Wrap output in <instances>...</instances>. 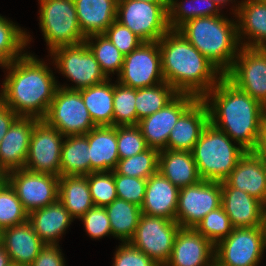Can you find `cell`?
Wrapping results in <instances>:
<instances>
[{"label":"cell","mask_w":266,"mask_h":266,"mask_svg":"<svg viewBox=\"0 0 266 266\" xmlns=\"http://www.w3.org/2000/svg\"><path fill=\"white\" fill-rule=\"evenodd\" d=\"M211 97V98H210ZM209 122L246 151L257 147L266 108L225 76L203 98Z\"/></svg>","instance_id":"obj_1"},{"label":"cell","mask_w":266,"mask_h":266,"mask_svg":"<svg viewBox=\"0 0 266 266\" xmlns=\"http://www.w3.org/2000/svg\"><path fill=\"white\" fill-rule=\"evenodd\" d=\"M1 67L9 72L2 84L0 100L19 117L43 119L58 87L51 69L30 53Z\"/></svg>","instance_id":"obj_2"},{"label":"cell","mask_w":266,"mask_h":266,"mask_svg":"<svg viewBox=\"0 0 266 266\" xmlns=\"http://www.w3.org/2000/svg\"><path fill=\"white\" fill-rule=\"evenodd\" d=\"M158 44L164 81L178 93L203 98L224 77L178 30H169Z\"/></svg>","instance_id":"obj_3"},{"label":"cell","mask_w":266,"mask_h":266,"mask_svg":"<svg viewBox=\"0 0 266 266\" xmlns=\"http://www.w3.org/2000/svg\"><path fill=\"white\" fill-rule=\"evenodd\" d=\"M235 22L223 15L199 17L186 22L178 31L225 74L241 47Z\"/></svg>","instance_id":"obj_4"},{"label":"cell","mask_w":266,"mask_h":266,"mask_svg":"<svg viewBox=\"0 0 266 266\" xmlns=\"http://www.w3.org/2000/svg\"><path fill=\"white\" fill-rule=\"evenodd\" d=\"M210 122L194 145L192 154L201 180L224 181L246 152Z\"/></svg>","instance_id":"obj_5"},{"label":"cell","mask_w":266,"mask_h":266,"mask_svg":"<svg viewBox=\"0 0 266 266\" xmlns=\"http://www.w3.org/2000/svg\"><path fill=\"white\" fill-rule=\"evenodd\" d=\"M40 1V27L50 53L56 48L85 42L78 20L74 0Z\"/></svg>","instance_id":"obj_6"},{"label":"cell","mask_w":266,"mask_h":266,"mask_svg":"<svg viewBox=\"0 0 266 266\" xmlns=\"http://www.w3.org/2000/svg\"><path fill=\"white\" fill-rule=\"evenodd\" d=\"M116 20L143 42L158 41L170 30L168 3L118 0Z\"/></svg>","instance_id":"obj_7"},{"label":"cell","mask_w":266,"mask_h":266,"mask_svg":"<svg viewBox=\"0 0 266 266\" xmlns=\"http://www.w3.org/2000/svg\"><path fill=\"white\" fill-rule=\"evenodd\" d=\"M43 120L64 136L84 135L96 126L80 91L59 86Z\"/></svg>","instance_id":"obj_8"},{"label":"cell","mask_w":266,"mask_h":266,"mask_svg":"<svg viewBox=\"0 0 266 266\" xmlns=\"http://www.w3.org/2000/svg\"><path fill=\"white\" fill-rule=\"evenodd\" d=\"M50 56L53 58V63L55 61L54 65H56L61 74L76 85L69 87L59 84L58 86L62 88L81 90L108 79L85 42L74 46L56 48L50 53Z\"/></svg>","instance_id":"obj_9"},{"label":"cell","mask_w":266,"mask_h":266,"mask_svg":"<svg viewBox=\"0 0 266 266\" xmlns=\"http://www.w3.org/2000/svg\"><path fill=\"white\" fill-rule=\"evenodd\" d=\"M180 228L176 221L142 213L129 243L149 256L158 266H165L171 257Z\"/></svg>","instance_id":"obj_10"},{"label":"cell","mask_w":266,"mask_h":266,"mask_svg":"<svg viewBox=\"0 0 266 266\" xmlns=\"http://www.w3.org/2000/svg\"><path fill=\"white\" fill-rule=\"evenodd\" d=\"M266 249L261 227L234 228L215 245V266H257Z\"/></svg>","instance_id":"obj_11"},{"label":"cell","mask_w":266,"mask_h":266,"mask_svg":"<svg viewBox=\"0 0 266 266\" xmlns=\"http://www.w3.org/2000/svg\"><path fill=\"white\" fill-rule=\"evenodd\" d=\"M224 76L266 108V48L240 47Z\"/></svg>","instance_id":"obj_12"},{"label":"cell","mask_w":266,"mask_h":266,"mask_svg":"<svg viewBox=\"0 0 266 266\" xmlns=\"http://www.w3.org/2000/svg\"><path fill=\"white\" fill-rule=\"evenodd\" d=\"M118 83L130 88H145L164 81L158 41L143 42L124 56Z\"/></svg>","instance_id":"obj_13"},{"label":"cell","mask_w":266,"mask_h":266,"mask_svg":"<svg viewBox=\"0 0 266 266\" xmlns=\"http://www.w3.org/2000/svg\"><path fill=\"white\" fill-rule=\"evenodd\" d=\"M221 206V182L201 180L180 188L175 221L195 228L209 212Z\"/></svg>","instance_id":"obj_14"},{"label":"cell","mask_w":266,"mask_h":266,"mask_svg":"<svg viewBox=\"0 0 266 266\" xmlns=\"http://www.w3.org/2000/svg\"><path fill=\"white\" fill-rule=\"evenodd\" d=\"M63 138L61 132L40 119L32 130L25 169L60 177Z\"/></svg>","instance_id":"obj_15"},{"label":"cell","mask_w":266,"mask_h":266,"mask_svg":"<svg viewBox=\"0 0 266 266\" xmlns=\"http://www.w3.org/2000/svg\"><path fill=\"white\" fill-rule=\"evenodd\" d=\"M24 209L29 213L58 200L59 176L32 172L25 168L5 175Z\"/></svg>","instance_id":"obj_16"},{"label":"cell","mask_w":266,"mask_h":266,"mask_svg":"<svg viewBox=\"0 0 266 266\" xmlns=\"http://www.w3.org/2000/svg\"><path fill=\"white\" fill-rule=\"evenodd\" d=\"M197 99L196 96L178 93L168 104L152 115L142 118L138 126L149 148L167 149L168 137L180 115Z\"/></svg>","instance_id":"obj_17"},{"label":"cell","mask_w":266,"mask_h":266,"mask_svg":"<svg viewBox=\"0 0 266 266\" xmlns=\"http://www.w3.org/2000/svg\"><path fill=\"white\" fill-rule=\"evenodd\" d=\"M215 246L194 228H180L165 266H214Z\"/></svg>","instance_id":"obj_18"},{"label":"cell","mask_w":266,"mask_h":266,"mask_svg":"<svg viewBox=\"0 0 266 266\" xmlns=\"http://www.w3.org/2000/svg\"><path fill=\"white\" fill-rule=\"evenodd\" d=\"M40 119L19 117L0 142V172L7 173L25 168L30 137Z\"/></svg>","instance_id":"obj_19"},{"label":"cell","mask_w":266,"mask_h":266,"mask_svg":"<svg viewBox=\"0 0 266 266\" xmlns=\"http://www.w3.org/2000/svg\"><path fill=\"white\" fill-rule=\"evenodd\" d=\"M209 123V111L202 98H197L178 118L168 137L167 149L192 152Z\"/></svg>","instance_id":"obj_20"},{"label":"cell","mask_w":266,"mask_h":266,"mask_svg":"<svg viewBox=\"0 0 266 266\" xmlns=\"http://www.w3.org/2000/svg\"><path fill=\"white\" fill-rule=\"evenodd\" d=\"M224 181L266 203V164L254 151H246Z\"/></svg>","instance_id":"obj_21"},{"label":"cell","mask_w":266,"mask_h":266,"mask_svg":"<svg viewBox=\"0 0 266 266\" xmlns=\"http://www.w3.org/2000/svg\"><path fill=\"white\" fill-rule=\"evenodd\" d=\"M221 206L234 228H254L261 225L263 203L239 189L221 181Z\"/></svg>","instance_id":"obj_22"},{"label":"cell","mask_w":266,"mask_h":266,"mask_svg":"<svg viewBox=\"0 0 266 266\" xmlns=\"http://www.w3.org/2000/svg\"><path fill=\"white\" fill-rule=\"evenodd\" d=\"M180 188L173 185L159 171L147 179L143 214L175 221Z\"/></svg>","instance_id":"obj_23"},{"label":"cell","mask_w":266,"mask_h":266,"mask_svg":"<svg viewBox=\"0 0 266 266\" xmlns=\"http://www.w3.org/2000/svg\"><path fill=\"white\" fill-rule=\"evenodd\" d=\"M1 244L11 262L20 266H30L45 245L28 220L2 230Z\"/></svg>","instance_id":"obj_24"},{"label":"cell","mask_w":266,"mask_h":266,"mask_svg":"<svg viewBox=\"0 0 266 266\" xmlns=\"http://www.w3.org/2000/svg\"><path fill=\"white\" fill-rule=\"evenodd\" d=\"M233 14L238 17V40L241 47L266 48V3L244 0L236 6ZM246 35L248 41L241 42Z\"/></svg>","instance_id":"obj_25"},{"label":"cell","mask_w":266,"mask_h":266,"mask_svg":"<svg viewBox=\"0 0 266 266\" xmlns=\"http://www.w3.org/2000/svg\"><path fill=\"white\" fill-rule=\"evenodd\" d=\"M92 172L114 171L118 164L117 126H95L87 133Z\"/></svg>","instance_id":"obj_26"},{"label":"cell","mask_w":266,"mask_h":266,"mask_svg":"<svg viewBox=\"0 0 266 266\" xmlns=\"http://www.w3.org/2000/svg\"><path fill=\"white\" fill-rule=\"evenodd\" d=\"M73 220L59 200L28 213V221L45 244H58V238L64 234Z\"/></svg>","instance_id":"obj_27"},{"label":"cell","mask_w":266,"mask_h":266,"mask_svg":"<svg viewBox=\"0 0 266 266\" xmlns=\"http://www.w3.org/2000/svg\"><path fill=\"white\" fill-rule=\"evenodd\" d=\"M77 20L87 37L102 34L116 20L118 0H74Z\"/></svg>","instance_id":"obj_28"},{"label":"cell","mask_w":266,"mask_h":266,"mask_svg":"<svg viewBox=\"0 0 266 266\" xmlns=\"http://www.w3.org/2000/svg\"><path fill=\"white\" fill-rule=\"evenodd\" d=\"M158 171L178 188L201 181L193 154L188 151L161 150Z\"/></svg>","instance_id":"obj_29"},{"label":"cell","mask_w":266,"mask_h":266,"mask_svg":"<svg viewBox=\"0 0 266 266\" xmlns=\"http://www.w3.org/2000/svg\"><path fill=\"white\" fill-rule=\"evenodd\" d=\"M58 200L73 219H80L95 206L86 176H60Z\"/></svg>","instance_id":"obj_30"},{"label":"cell","mask_w":266,"mask_h":266,"mask_svg":"<svg viewBox=\"0 0 266 266\" xmlns=\"http://www.w3.org/2000/svg\"><path fill=\"white\" fill-rule=\"evenodd\" d=\"M110 78L79 90L86 108L96 126H113L114 84Z\"/></svg>","instance_id":"obj_31"},{"label":"cell","mask_w":266,"mask_h":266,"mask_svg":"<svg viewBox=\"0 0 266 266\" xmlns=\"http://www.w3.org/2000/svg\"><path fill=\"white\" fill-rule=\"evenodd\" d=\"M65 139L61 150L60 176H86L90 174L91 161L87 134L69 135L65 136Z\"/></svg>","instance_id":"obj_32"},{"label":"cell","mask_w":266,"mask_h":266,"mask_svg":"<svg viewBox=\"0 0 266 266\" xmlns=\"http://www.w3.org/2000/svg\"><path fill=\"white\" fill-rule=\"evenodd\" d=\"M112 230V236L122 243L129 242L138 226L142 211L136 204L122 199H115L105 207Z\"/></svg>","instance_id":"obj_33"},{"label":"cell","mask_w":266,"mask_h":266,"mask_svg":"<svg viewBox=\"0 0 266 266\" xmlns=\"http://www.w3.org/2000/svg\"><path fill=\"white\" fill-rule=\"evenodd\" d=\"M201 2L203 3L202 7L195 4L200 5ZM219 8L220 6L213 0H187V5L186 0L184 2L182 0L180 3H177V0H168L169 28L170 30H178L183 24L192 19L220 15Z\"/></svg>","instance_id":"obj_34"},{"label":"cell","mask_w":266,"mask_h":266,"mask_svg":"<svg viewBox=\"0 0 266 266\" xmlns=\"http://www.w3.org/2000/svg\"><path fill=\"white\" fill-rule=\"evenodd\" d=\"M178 92L167 82L136 89L137 125L139 121L162 109Z\"/></svg>","instance_id":"obj_35"},{"label":"cell","mask_w":266,"mask_h":266,"mask_svg":"<svg viewBox=\"0 0 266 266\" xmlns=\"http://www.w3.org/2000/svg\"><path fill=\"white\" fill-rule=\"evenodd\" d=\"M30 39L26 31L0 15V66L23 56Z\"/></svg>","instance_id":"obj_36"},{"label":"cell","mask_w":266,"mask_h":266,"mask_svg":"<svg viewBox=\"0 0 266 266\" xmlns=\"http://www.w3.org/2000/svg\"><path fill=\"white\" fill-rule=\"evenodd\" d=\"M85 43L94 54L102 72L108 79L110 74H114L115 71L119 75L123 65L124 55L107 36L103 33L89 35L85 38Z\"/></svg>","instance_id":"obj_37"},{"label":"cell","mask_w":266,"mask_h":266,"mask_svg":"<svg viewBox=\"0 0 266 266\" xmlns=\"http://www.w3.org/2000/svg\"><path fill=\"white\" fill-rule=\"evenodd\" d=\"M159 150L148 148L142 153L120 159L115 171L120 175L148 179L158 172Z\"/></svg>","instance_id":"obj_38"},{"label":"cell","mask_w":266,"mask_h":266,"mask_svg":"<svg viewBox=\"0 0 266 266\" xmlns=\"http://www.w3.org/2000/svg\"><path fill=\"white\" fill-rule=\"evenodd\" d=\"M27 220L28 212L24 209L15 190L4 180L0 184V231Z\"/></svg>","instance_id":"obj_39"},{"label":"cell","mask_w":266,"mask_h":266,"mask_svg":"<svg viewBox=\"0 0 266 266\" xmlns=\"http://www.w3.org/2000/svg\"><path fill=\"white\" fill-rule=\"evenodd\" d=\"M136 89L114 84L113 126L137 125Z\"/></svg>","instance_id":"obj_40"},{"label":"cell","mask_w":266,"mask_h":266,"mask_svg":"<svg viewBox=\"0 0 266 266\" xmlns=\"http://www.w3.org/2000/svg\"><path fill=\"white\" fill-rule=\"evenodd\" d=\"M194 229L215 246L219 241L228 237L234 227L223 207L220 206L204 216Z\"/></svg>","instance_id":"obj_41"},{"label":"cell","mask_w":266,"mask_h":266,"mask_svg":"<svg viewBox=\"0 0 266 266\" xmlns=\"http://www.w3.org/2000/svg\"><path fill=\"white\" fill-rule=\"evenodd\" d=\"M95 206L106 207L117 199L114 171L92 172L86 175Z\"/></svg>","instance_id":"obj_42"},{"label":"cell","mask_w":266,"mask_h":266,"mask_svg":"<svg viewBox=\"0 0 266 266\" xmlns=\"http://www.w3.org/2000/svg\"><path fill=\"white\" fill-rule=\"evenodd\" d=\"M148 148L138 125L117 126V150L119 159H125L142 153Z\"/></svg>","instance_id":"obj_43"},{"label":"cell","mask_w":266,"mask_h":266,"mask_svg":"<svg viewBox=\"0 0 266 266\" xmlns=\"http://www.w3.org/2000/svg\"><path fill=\"white\" fill-rule=\"evenodd\" d=\"M116 193L119 199L141 207L145 198L147 179L120 175L114 170Z\"/></svg>","instance_id":"obj_44"},{"label":"cell","mask_w":266,"mask_h":266,"mask_svg":"<svg viewBox=\"0 0 266 266\" xmlns=\"http://www.w3.org/2000/svg\"><path fill=\"white\" fill-rule=\"evenodd\" d=\"M125 56L138 48L143 41L129 28L115 20L103 33Z\"/></svg>","instance_id":"obj_45"},{"label":"cell","mask_w":266,"mask_h":266,"mask_svg":"<svg viewBox=\"0 0 266 266\" xmlns=\"http://www.w3.org/2000/svg\"><path fill=\"white\" fill-rule=\"evenodd\" d=\"M87 234L93 239L111 235L110 220L105 207L93 206L81 218Z\"/></svg>","instance_id":"obj_46"},{"label":"cell","mask_w":266,"mask_h":266,"mask_svg":"<svg viewBox=\"0 0 266 266\" xmlns=\"http://www.w3.org/2000/svg\"><path fill=\"white\" fill-rule=\"evenodd\" d=\"M114 255L113 266H158L149 256L129 242L121 243Z\"/></svg>","instance_id":"obj_47"},{"label":"cell","mask_w":266,"mask_h":266,"mask_svg":"<svg viewBox=\"0 0 266 266\" xmlns=\"http://www.w3.org/2000/svg\"><path fill=\"white\" fill-rule=\"evenodd\" d=\"M59 244H45L30 266H65Z\"/></svg>","instance_id":"obj_48"},{"label":"cell","mask_w":266,"mask_h":266,"mask_svg":"<svg viewBox=\"0 0 266 266\" xmlns=\"http://www.w3.org/2000/svg\"><path fill=\"white\" fill-rule=\"evenodd\" d=\"M19 116L0 100V142Z\"/></svg>","instance_id":"obj_49"},{"label":"cell","mask_w":266,"mask_h":266,"mask_svg":"<svg viewBox=\"0 0 266 266\" xmlns=\"http://www.w3.org/2000/svg\"><path fill=\"white\" fill-rule=\"evenodd\" d=\"M254 152L266 162V117L264 118L261 126L258 144Z\"/></svg>","instance_id":"obj_50"},{"label":"cell","mask_w":266,"mask_h":266,"mask_svg":"<svg viewBox=\"0 0 266 266\" xmlns=\"http://www.w3.org/2000/svg\"><path fill=\"white\" fill-rule=\"evenodd\" d=\"M12 264L10 256L5 250V247L0 243V266H9Z\"/></svg>","instance_id":"obj_51"},{"label":"cell","mask_w":266,"mask_h":266,"mask_svg":"<svg viewBox=\"0 0 266 266\" xmlns=\"http://www.w3.org/2000/svg\"><path fill=\"white\" fill-rule=\"evenodd\" d=\"M260 227H261L264 239L266 241V203H263Z\"/></svg>","instance_id":"obj_52"},{"label":"cell","mask_w":266,"mask_h":266,"mask_svg":"<svg viewBox=\"0 0 266 266\" xmlns=\"http://www.w3.org/2000/svg\"><path fill=\"white\" fill-rule=\"evenodd\" d=\"M138 1H145L149 3H168V0H138Z\"/></svg>","instance_id":"obj_53"},{"label":"cell","mask_w":266,"mask_h":266,"mask_svg":"<svg viewBox=\"0 0 266 266\" xmlns=\"http://www.w3.org/2000/svg\"><path fill=\"white\" fill-rule=\"evenodd\" d=\"M214 2H216L219 6L221 5L222 8L224 7V5H227L226 3H228V1H232V0H213ZM223 4V5H222Z\"/></svg>","instance_id":"obj_54"},{"label":"cell","mask_w":266,"mask_h":266,"mask_svg":"<svg viewBox=\"0 0 266 266\" xmlns=\"http://www.w3.org/2000/svg\"><path fill=\"white\" fill-rule=\"evenodd\" d=\"M5 180V175L0 172V184Z\"/></svg>","instance_id":"obj_55"},{"label":"cell","mask_w":266,"mask_h":266,"mask_svg":"<svg viewBox=\"0 0 266 266\" xmlns=\"http://www.w3.org/2000/svg\"><path fill=\"white\" fill-rule=\"evenodd\" d=\"M9 266H20V265H16V264H13V263H12V264H10Z\"/></svg>","instance_id":"obj_56"}]
</instances>
